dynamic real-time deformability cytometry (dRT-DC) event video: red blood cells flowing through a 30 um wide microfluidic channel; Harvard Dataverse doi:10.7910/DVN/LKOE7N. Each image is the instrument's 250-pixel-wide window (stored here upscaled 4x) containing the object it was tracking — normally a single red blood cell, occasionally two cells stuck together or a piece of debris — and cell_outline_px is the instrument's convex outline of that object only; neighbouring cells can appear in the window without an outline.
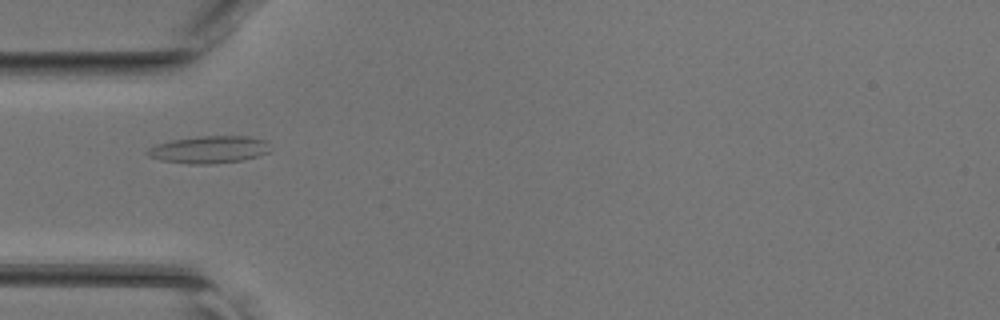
{"species": "common noctule bat (a hibernating species)", "species_latin": "Nyctalus noctula", "temperature_condition": "room temperature", "stored_images_in_passage": 13, "camera_frame_rate_fps": 3000, "um_per_image_px": 0.085, "animal": {"sex": "female", "body_mass_g": 17.0, "forearm_length_mm": 48.0}, "frame": {"image": 1, "passage_image": 1, "time_ms": 0.0, "image_size_px": [1000, 320], "cell_outline_px": [[268, 152], [256, 156], [240, 160], [212, 164], [188, 164], [160, 160], [148, 156], [144, 152], [148, 148], [156, 144], [172, 140], [200, 136], [248, 136], [264, 140]], "centroid_in_image_um": [17.67, 12.72], "position_along_channel_um": 67.3, "area_um2": 19.31}}
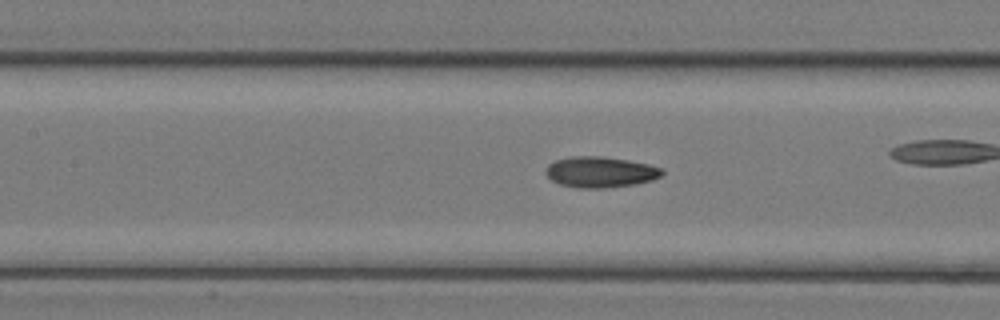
{"frame": {"image": 2, "passage_image": 5, "time_ms": 1.333, "image_size_px": [1000, 320], "cell_outline_px": [[664, 172], [660, 176], [652, 180], [636, 184], [604, 188], [576, 188], [560, 184], [552, 180], [544, 172], [548, 164], [556, 160], [572, 156], [600, 156], [628, 160], [648, 164], [664, 168]], "centroid_in_image_um": [51.03, 14.62], "position_along_channel_um": 156.4, "area_um2": 20.98}}
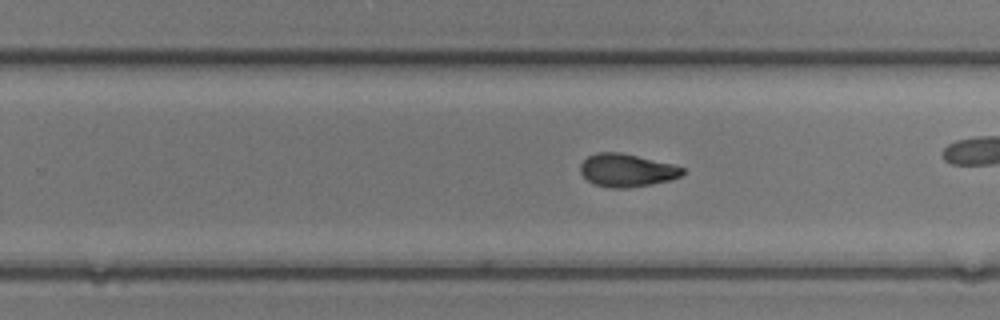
{"frame": {"image": 3, "passage_image": 13, "time_ms": 4.0, "image_size_px": [1000, 320], "cell_outline_px": [[684, 172], [680, 176], [668, 180], [652, 184], [628, 188], [608, 188], [592, 184], [580, 172], [580, 164], [588, 156], [596, 152], [620, 152], [672, 164], [684, 168]], "centroid_in_image_um": [53.23, 14.48], "position_along_channel_um": 276.6, "area_um2": 19.59}}